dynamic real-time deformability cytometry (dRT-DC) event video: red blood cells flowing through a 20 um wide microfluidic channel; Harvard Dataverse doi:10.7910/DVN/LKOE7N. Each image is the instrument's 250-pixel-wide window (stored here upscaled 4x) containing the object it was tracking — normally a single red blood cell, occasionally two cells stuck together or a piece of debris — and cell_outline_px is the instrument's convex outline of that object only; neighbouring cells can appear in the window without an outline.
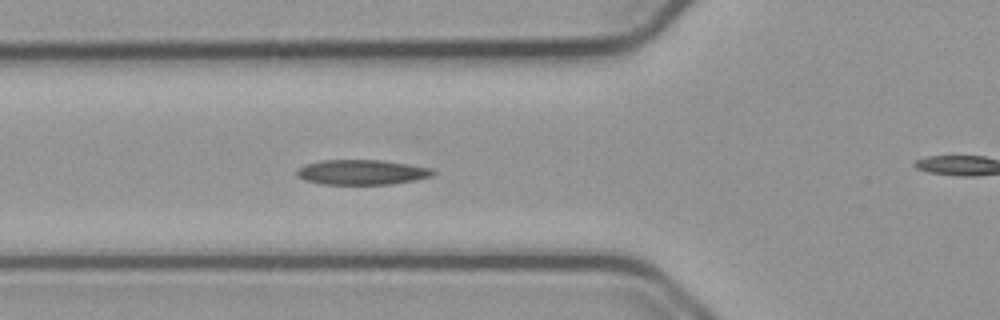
{"species": "common noctule bat (a hibernating species)", "species_latin": "Nyctalus noctula", "temperature_condition": "cold", "stored_images_in_passage": 55, "camera_frame_rate_fps": 3000, "um_per_image_px": 0.085, "animal": {"sex": "male", "body_mass_g": 23.1, "forearm_length_mm": 52.7}, "frame": {"image": 1, "passage_image": 19, "time_ms": 6.0, "image_size_px": [1000, 320], "cell_outline_px": [[436, 172], [432, 176], [416, 180], [392, 184], [320, 184], [304, 180], [296, 176], [296, 172], [300, 168], [308, 164], [324, 160], [380, 160], [432, 168]], "centroid_in_image_um": [30.77, 14.65], "position_along_channel_um": 95.0, "area_um2": 19.71}}
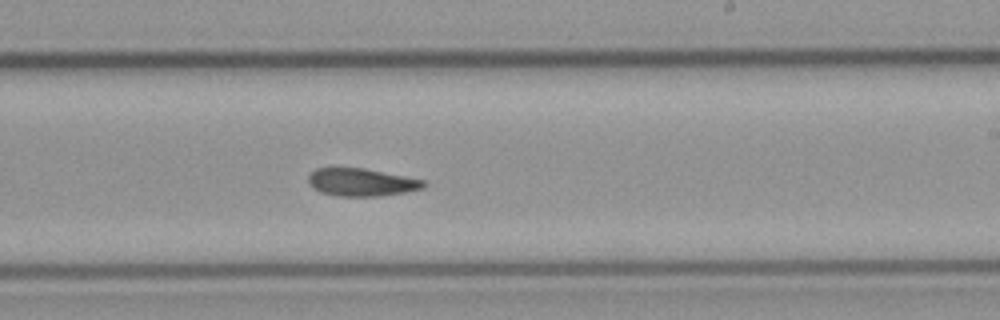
{"frame": {"image": 2, "passage_image": 32, "time_ms": 10.333, "image_size_px": [1000, 320], "cell_outline_px": [[428, 184], [424, 188], [404, 192], [376, 196], [336, 196], [320, 192], [312, 188], [308, 184], [308, 176], [316, 168], [364, 168], [424, 180]], "centroid_in_image_um": [30.7, 15.49], "position_along_channel_um": 258.3, "area_um2": 18.61}}
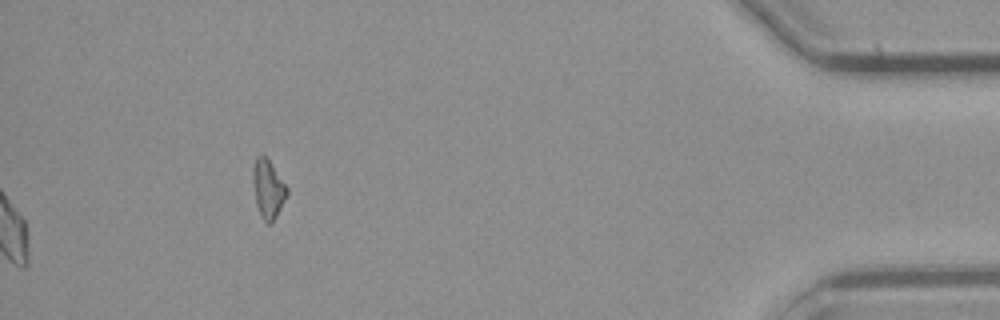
{"frame": {"image": 3, "passage_image": 55, "time_ms": 18.0, "image_size_px": [1000, 320], "cell_outline_px": [[288, 192], [272, 224], [268, 224], [260, 216], [256, 204], [252, 180], [252, 172], [256, 156], [264, 156], [268, 160], [288, 188]], "centroid_in_image_um": [22.76, 16.09], "position_along_channel_um": 412.4, "area_um2": 11.39}, "authors_computed_cell_mechanics": {"area_um2": 19.1318, "velocity_mm_per_s": 3.7501, "shape_relaxation_time_tau1_ms": 8.8547, "shape_relaxation_time_tau2_ms": 8.5294, "deformation_change_tau1": 0.1821, "deformation_change_tau2": 0.1668}}